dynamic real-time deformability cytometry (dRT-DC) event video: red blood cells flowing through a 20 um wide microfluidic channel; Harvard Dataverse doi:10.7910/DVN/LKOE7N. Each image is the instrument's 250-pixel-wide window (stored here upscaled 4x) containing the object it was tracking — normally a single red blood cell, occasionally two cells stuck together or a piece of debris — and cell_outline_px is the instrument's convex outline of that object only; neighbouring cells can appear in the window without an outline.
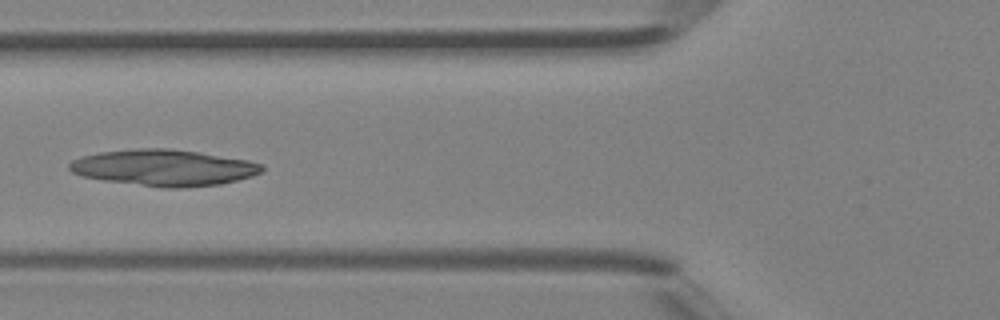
{"species": "Egyptian fruit bat (a non-hibernating species)", "species_latin": "Rousettus aegyptiacus", "temperature_condition": "room temperature", "stored_images_in_passage": 46, "camera_frame_rate_fps": 3000, "um_per_image_px": 0.085, "animal": {"sex": "female"}, "frame": {"image": 1, "passage_image": 17, "time_ms": 5.333, "image_size_px": [1000, 320], "cell_outline_px": [[264, 168], [260, 172], [252, 176], [220, 184], [184, 188], [160, 188], [104, 180], [84, 176], [72, 172], [68, 168], [68, 164], [72, 160], [80, 156], [100, 152], [136, 148], [168, 148], [200, 152], [248, 160], [264, 164]], "centroid_in_image_um": [13.92, 14.25], "position_along_channel_um": 111.9, "area_um2": 40.92}}
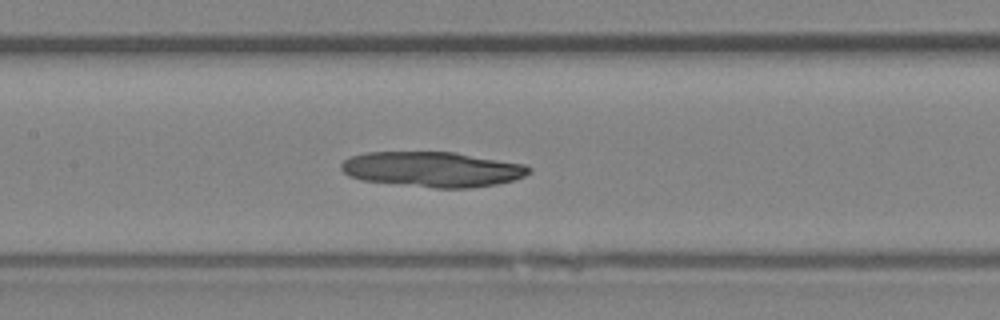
{"frame": {"image": 2, "passage_image": 21, "time_ms": 6.667, "image_size_px": [1000, 320], "cell_outline_px": [[532, 172], [524, 176], [512, 180], [496, 184], [468, 188], [436, 188], [360, 180], [348, 176], [340, 168], [340, 164], [348, 156], [368, 152], [452, 152], [524, 164], [532, 168]], "centroid_in_image_um": [36.72, 14.39], "position_along_channel_um": 170.7, "area_um2": 38.49}}
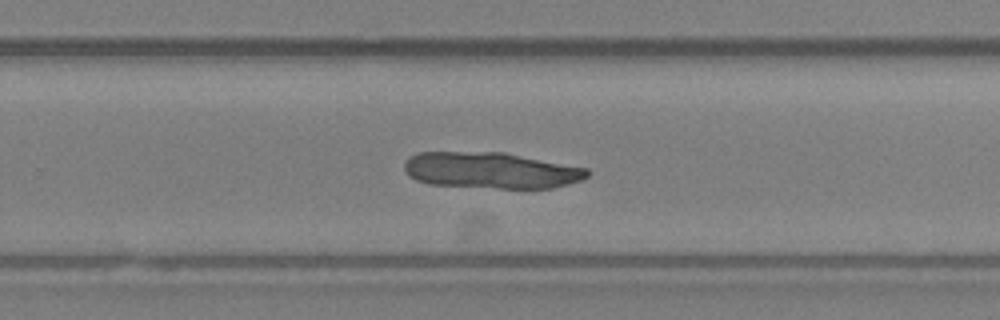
{"frame": {"image": 3, "passage_image": 29, "time_ms": 9.333, "image_size_px": [1000, 320], "cell_outline_px": [[592, 172], [588, 176], [580, 180], [568, 184], [552, 188], [500, 188], [428, 184], [416, 180], [408, 176], [404, 168], [404, 164], [408, 156], [416, 152], [508, 152], [588, 168]], "centroid_in_image_um": [41.74, 14.47], "position_along_channel_um": 288.1, "area_um2": 39.07}}